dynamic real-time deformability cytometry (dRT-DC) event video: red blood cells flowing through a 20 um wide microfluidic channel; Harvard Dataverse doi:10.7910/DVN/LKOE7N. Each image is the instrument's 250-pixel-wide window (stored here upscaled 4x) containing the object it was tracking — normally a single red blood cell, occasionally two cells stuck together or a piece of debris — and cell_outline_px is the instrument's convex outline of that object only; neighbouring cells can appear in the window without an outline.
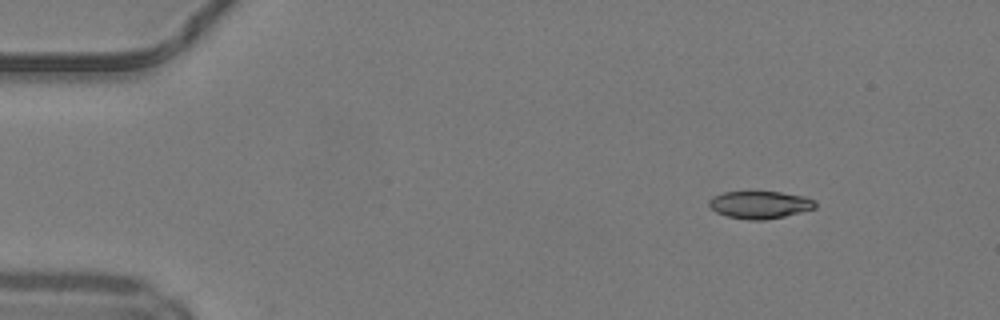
{"species": "common noctule bat (a hibernating species)", "species_latin": "Nyctalus noctula", "temperature_condition": "warm", "stored_images_in_passage": 44, "camera_frame_rate_fps": 3000, "um_per_image_px": 0.085, "animal": {"sex": "male", "body_mass_g": 19.2, "forearm_length_mm": 51.8}, "frame": {"image": 1, "passage_image": 1, "time_ms": 0.0, "image_size_px": [1000, 320], "cell_outline_px": [[816, 208], [784, 216], [764, 220], [748, 220], [728, 216], [716, 212], [708, 204], [708, 200], [712, 196], [724, 192], [748, 188], [780, 192], [804, 196], [816, 200]], "centroid_in_image_um": [64.56, 17.35], "position_along_channel_um": 20.4, "area_um2": 17.8}}
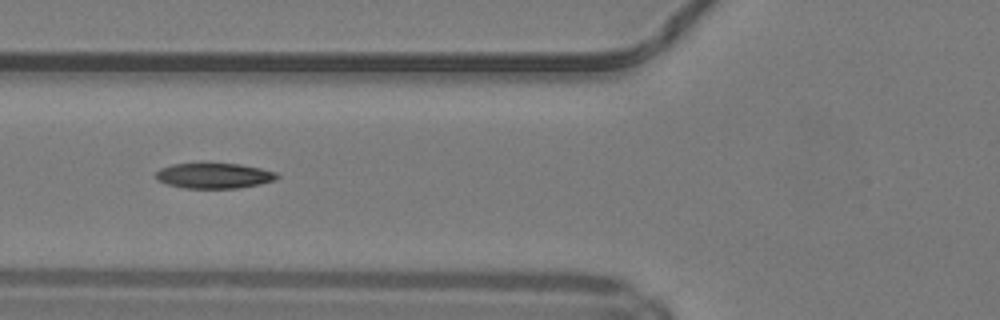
{"frame": {"image": 2, "passage_image": 14, "time_ms": 4.333, "image_size_px": [1000, 320], "cell_outline_px": [[280, 176], [276, 180], [260, 184], [236, 188], [184, 188], [168, 184], [156, 180], [156, 172], [160, 168], [172, 164], [240, 164], [260, 168], [276, 172]], "centroid_in_image_um": [18.21, 14.94], "position_along_channel_um": 107.6, "area_um2": 17.8}}
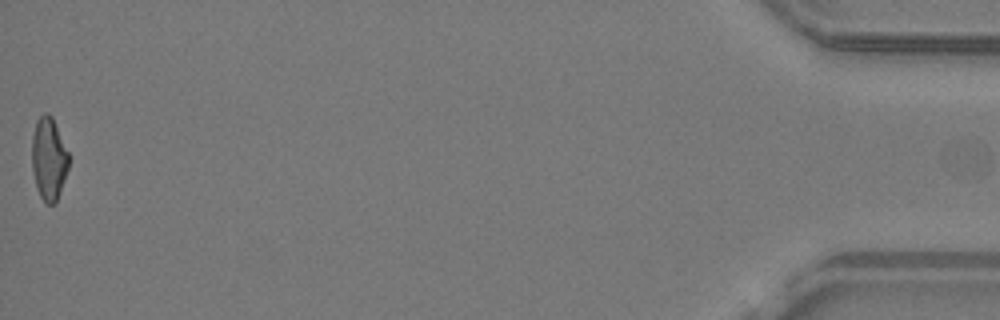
{"frame": {"image": 3, "passage_image": 44, "time_ms": 14.333, "image_size_px": [1000, 320], "cell_outline_px": [[68, 168], [56, 204], [48, 204], [40, 196], [36, 188], [32, 168], [32, 136], [36, 120], [44, 112], [48, 112], [52, 116], [68, 152]], "centroid_in_image_um": [4.13, 13.48], "position_along_channel_um": 431.1, "area_um2": 17.74}, "authors_computed_cell_mechanics": {"area_um2": 18.0047, "velocity_mm_per_s": 4.222, "shape_relaxation_time_tau1_ms": 11.1196, "shape_relaxation_time_tau2_ms": 3.1263, "deformation_change_tau1": 0.2753, "deformation_change_tau2": 0.1103}}